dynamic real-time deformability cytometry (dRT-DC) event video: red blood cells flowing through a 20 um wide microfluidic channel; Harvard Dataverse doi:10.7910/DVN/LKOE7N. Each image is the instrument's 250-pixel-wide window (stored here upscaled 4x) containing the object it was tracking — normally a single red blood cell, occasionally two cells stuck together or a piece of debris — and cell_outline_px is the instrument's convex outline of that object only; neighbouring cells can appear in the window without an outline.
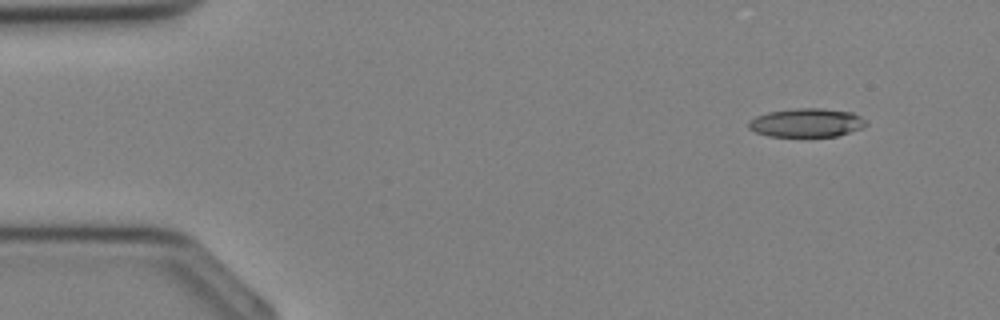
{"species": "Egyptian fruit bat (a non-hibernating species)", "species_latin": "Rousettus aegyptiacus", "temperature_condition": "cold", "stored_images_in_passage": 32, "camera_frame_rate_fps": 3000, "um_per_image_px": 0.085, "animal": {"sex": "female"}, "frame": {"image": 1, "passage_image": 1, "time_ms": 0.0, "image_size_px": [1000, 320], "cell_outline_px": [[868, 124], [860, 128], [836, 136], [768, 136], [756, 132], [748, 128], [748, 120], [756, 116], [768, 112], [796, 108], [824, 108], [852, 112], [860, 116]], "centroid_in_image_um": [68.52, 10.42], "position_along_channel_um": 16.5, "area_um2": 19.54}}
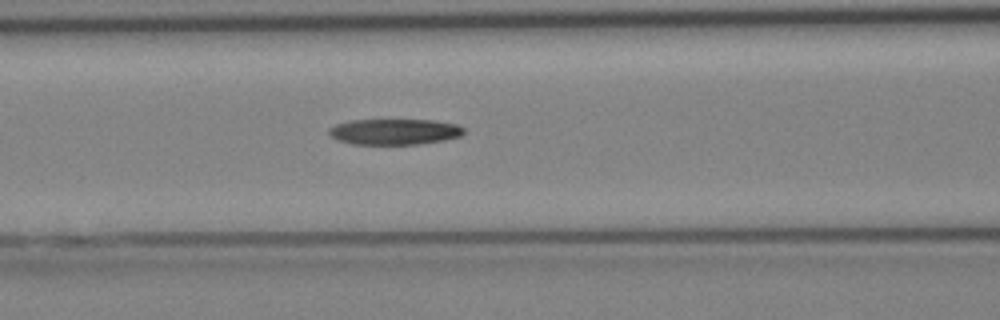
{"frame": {"image": 2, "passage_image": 12, "time_ms": 3.667, "image_size_px": [1000, 320], "cell_outline_px": [[464, 132], [460, 136], [444, 140], [420, 144], [352, 144], [336, 140], [328, 132], [328, 128], [336, 124], [348, 120], [432, 120], [456, 124], [464, 128]], "centroid_in_image_um": [33.5, 11.19], "position_along_channel_um": 133.1, "area_um2": 20.35}}
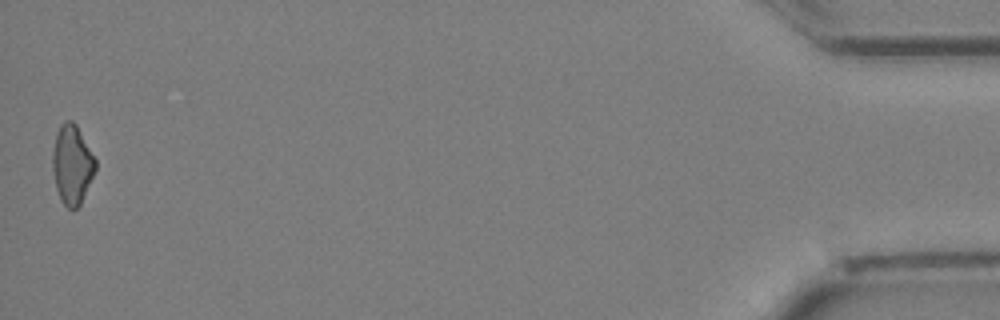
{"frame": {"image": 3, "passage_image": 32, "time_ms": 10.333, "image_size_px": [1000, 320], "cell_outline_px": [[96, 168], [80, 204], [76, 208], [68, 208], [60, 200], [56, 188], [52, 168], [52, 152], [56, 132], [60, 124], [64, 120], [72, 120], [76, 124], [96, 160]], "centroid_in_image_um": [6.1, 13.95], "position_along_channel_um": 429.1, "area_um2": 19.71}}